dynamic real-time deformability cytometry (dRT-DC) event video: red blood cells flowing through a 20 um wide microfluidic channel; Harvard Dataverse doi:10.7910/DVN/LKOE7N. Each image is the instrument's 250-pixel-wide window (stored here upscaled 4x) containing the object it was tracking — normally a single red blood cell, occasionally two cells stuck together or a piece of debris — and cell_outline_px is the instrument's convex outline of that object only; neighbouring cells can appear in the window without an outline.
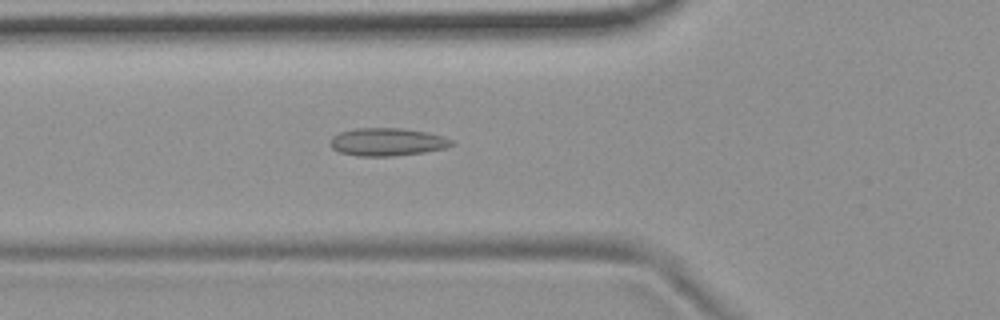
{"species": "common noctule bat (a hibernating species)", "species_latin": "Nyctalus noctula", "temperature_condition": "room temperature", "stored_images_in_passage": 55, "camera_frame_rate_fps": 3000, "um_per_image_px": 0.085, "animal": {"sex": "female", "body_mass_g": 19.9}, "frame": {"image": 1, "passage_image": 20, "time_ms": 6.333, "image_size_px": [1000, 320], "cell_outline_px": [[452, 144], [444, 148], [424, 152], [392, 156], [356, 156], [340, 152], [332, 148], [332, 136], [340, 132], [356, 128], [400, 128], [428, 132], [444, 136], [452, 140]], "centroid_in_image_um": [32.91, 12.06], "position_along_channel_um": 92.9, "area_um2": 19.54}}
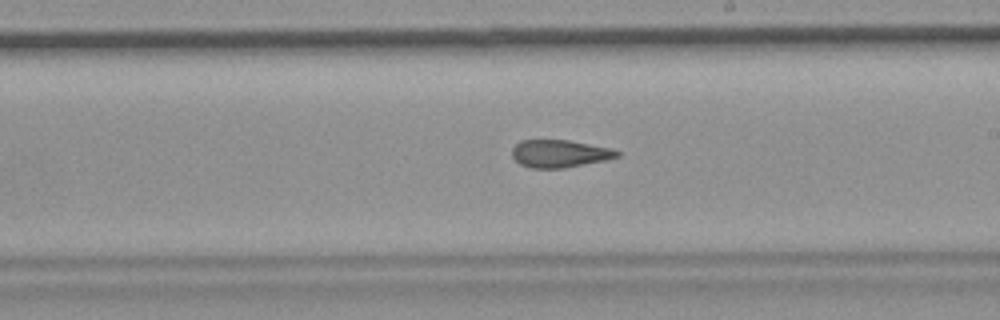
{"frame": {"image": 2, "passage_image": 32, "time_ms": 10.333, "image_size_px": [1000, 320], "cell_outline_px": [[620, 156], [608, 160], [564, 168], [532, 168], [520, 164], [512, 156], [512, 148], [520, 140], [568, 140], [612, 148], [620, 152]], "centroid_in_image_um": [47.59, 13.06], "position_along_channel_um": 241.4, "area_um2": 16.99}}
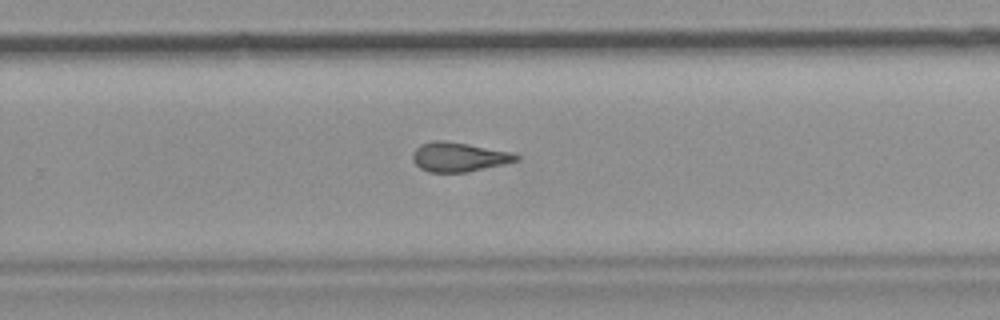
{"frame": {"image": 3, "passage_image": 36, "time_ms": 11.667, "image_size_px": [1000, 320], "cell_outline_px": [[520, 160], [504, 164], [468, 172], [428, 172], [420, 168], [412, 160], [412, 156], [416, 148], [420, 144], [432, 140], [444, 140], [468, 144], [512, 152], [520, 156]], "centroid_in_image_um": [39.0, 13.34], "position_along_channel_um": 290.8, "area_um2": 17.8}, "authors_computed_cell_mechanics": {"area_um2": 18.1492, "velocity_mm_per_s": 3.7138, "shape_relaxation_time_tau1_ms": null, "shape_relaxation_time_tau2_ms": 2.9245, "deformation_change_tau1": null, "deformation_change_tau2": 0.1056}}